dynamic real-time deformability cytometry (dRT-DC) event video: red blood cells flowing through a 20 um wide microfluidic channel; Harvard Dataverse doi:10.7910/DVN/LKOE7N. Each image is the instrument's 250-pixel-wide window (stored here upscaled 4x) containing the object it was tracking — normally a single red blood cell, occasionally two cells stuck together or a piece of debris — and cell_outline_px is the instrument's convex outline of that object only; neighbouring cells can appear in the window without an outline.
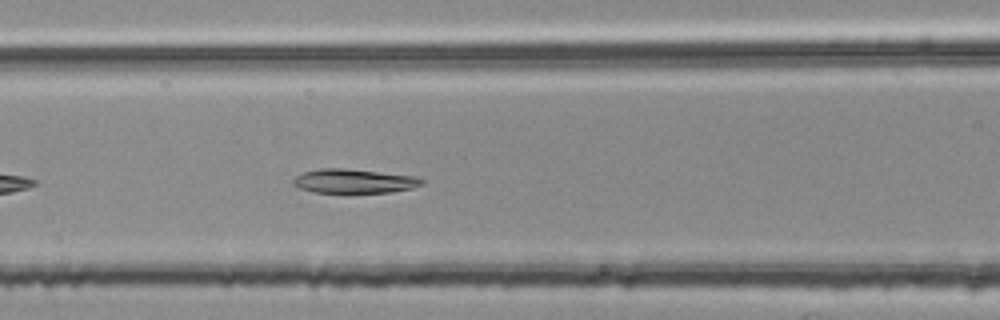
{"species": "common noctule bat (a hibernating species)", "species_latin": "Nyctalus noctula", "temperature_condition": "room temperature", "stored_images_in_passage": 34, "camera_frame_rate_fps": 3000, "um_per_image_px": 0.085, "animal": {"sex": "female", "body_mass_g": 25.1}, "frame": {"image": 1, "passage_image": 9, "time_ms": 2.667, "image_size_px": [1000, 320], "cell_outline_px": [[424, 184], [412, 188], [392, 192], [348, 196], [344, 196], [312, 192], [300, 188], [292, 184], [292, 180], [296, 176], [304, 172], [320, 168], [344, 168], [416, 176], [424, 180]], "centroid_in_image_um": [30.07, 15.45], "position_along_channel_um": 136.5, "area_um2": 19.25}}
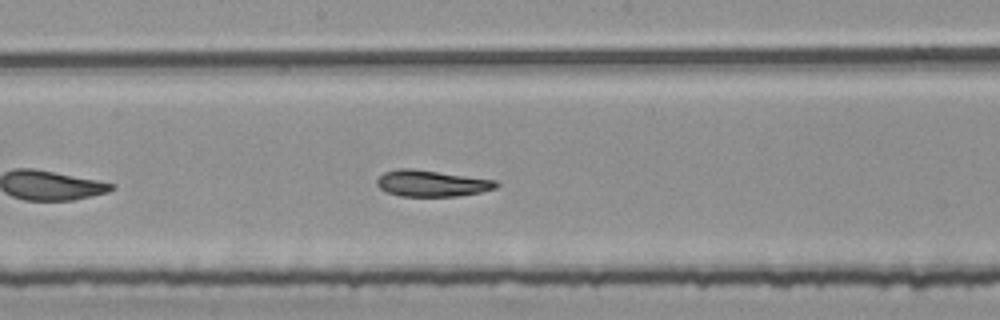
{"frame": {"image": 2, "passage_image": 15, "time_ms": 4.667, "image_size_px": [1000, 320], "cell_outline_px": [[500, 184], [496, 188], [480, 192], [456, 196], [400, 196], [388, 192], [380, 188], [376, 184], [376, 180], [384, 172], [400, 168], [412, 168], [496, 180]], "centroid_in_image_um": [36.69, 15.58], "position_along_channel_um": 211.5, "area_um2": 18.21}}
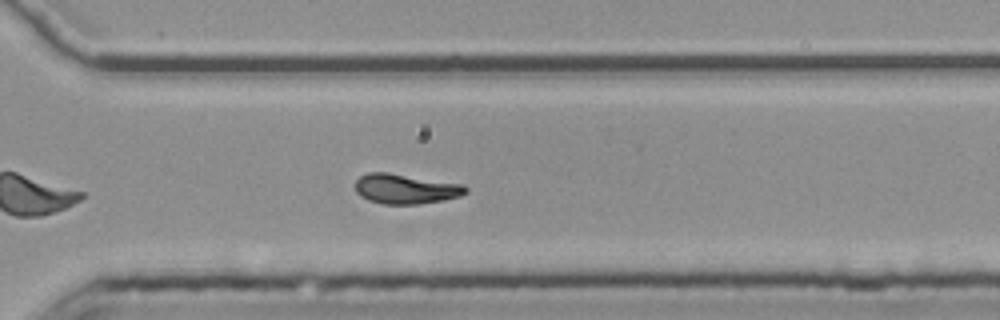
{"frame": {"image": 3, "passage_image": 25, "time_ms": 8.0, "image_size_px": [1000, 320], "cell_outline_px": [[468, 192], [460, 196], [444, 200], [420, 204], [380, 204], [368, 200], [360, 196], [356, 192], [356, 180], [360, 176], [368, 172], [388, 172], [464, 184], [468, 188]], "centroid_in_image_um": [34.49, 16.05], "position_along_channel_um": 336.1, "area_um2": 19.48}, "authors_computed_cell_mechanics": {"area_um2": 19.1896, "velocity_mm_per_s": 3.7528, "shape_relaxation_time_tau1_ms": 5.3297, "shape_relaxation_time_tau2_ms": 3.3963, "deformation_change_tau1": 0.1627, "deformation_change_tau2": 0.1}}